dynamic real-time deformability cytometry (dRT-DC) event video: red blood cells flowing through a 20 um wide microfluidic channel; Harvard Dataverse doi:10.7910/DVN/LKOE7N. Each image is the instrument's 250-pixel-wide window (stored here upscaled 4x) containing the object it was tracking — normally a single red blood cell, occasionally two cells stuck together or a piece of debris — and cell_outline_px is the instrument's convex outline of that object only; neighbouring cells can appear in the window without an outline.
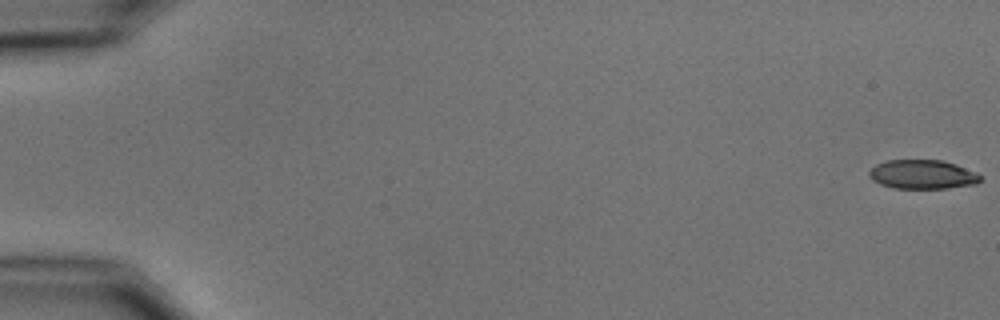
{"species": "common noctule bat (a hibernating species)", "species_latin": "Nyctalus noctula", "temperature_condition": "cold", "stored_images_in_passage": 12, "camera_frame_rate_fps": 3000, "um_per_image_px": 0.085, "animal": {"sex": "male", "body_mass_g": 15.6}, "frame": {"image": 1, "passage_image": 1, "time_ms": 0.0, "image_size_px": [1000, 320], "cell_outline_px": [[980, 180], [976, 184], [948, 188], [892, 188], [880, 184], [872, 180], [868, 176], [868, 172], [876, 164], [888, 160], [940, 160], [956, 164], [976, 172], [980, 176]], "centroid_in_image_um": [78.39, 14.83], "position_along_channel_um": 6.6, "area_um2": 18.84}}